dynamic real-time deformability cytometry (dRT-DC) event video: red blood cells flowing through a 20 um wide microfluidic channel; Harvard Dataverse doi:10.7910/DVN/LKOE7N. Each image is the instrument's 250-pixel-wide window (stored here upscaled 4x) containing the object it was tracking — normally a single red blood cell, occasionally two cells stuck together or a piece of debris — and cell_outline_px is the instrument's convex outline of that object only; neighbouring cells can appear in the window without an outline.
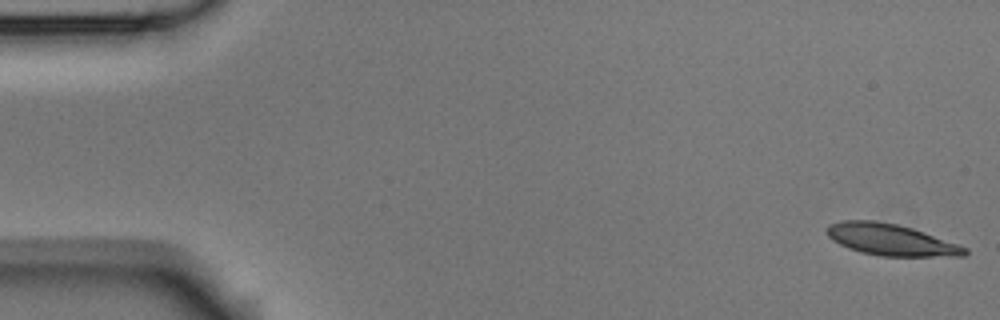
{"species": "Egyptian fruit bat (a non-hibernating species)", "species_latin": "Rousettus aegyptiacus", "temperature_condition": "room temperature", "stored_images_in_passage": 53, "camera_frame_rate_fps": 3000, "um_per_image_px": 0.085, "animal": {"sex": "male"}, "frame": {"image": 1, "passage_image": 1, "time_ms": 0.0, "image_size_px": [1000, 320], "cell_outline_px": [[968, 252], [964, 256], [880, 256], [860, 252], [848, 248], [832, 240], [828, 236], [828, 224], [844, 220], [872, 220], [896, 224], [912, 228], [924, 232], [968, 248]], "centroid_in_image_um": [75.71, 20.38], "position_along_channel_um": 9.3, "area_um2": 25.14}}
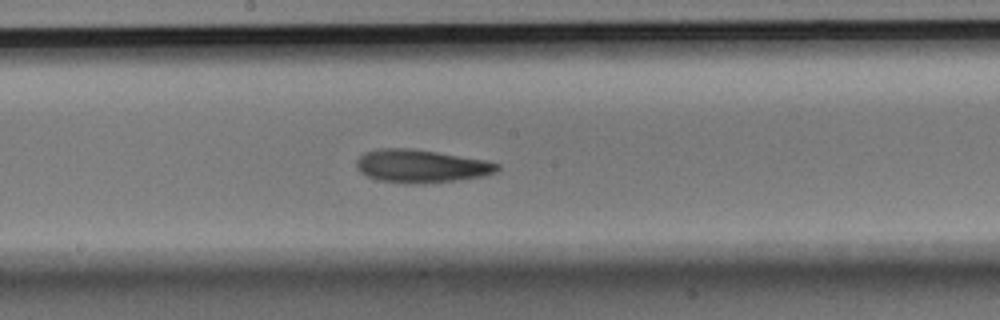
{"frame": {"image": 2, "passage_image": 28, "time_ms": 9.0, "image_size_px": [1000, 320], "cell_outline_px": [[500, 168], [496, 172], [484, 176], [456, 180], [380, 180], [368, 176], [360, 172], [356, 168], [356, 160], [364, 152], [376, 148], [408, 148], [436, 152], [484, 160], [500, 164]], "centroid_in_image_um": [35.79, 14.05], "position_along_channel_um": 212.4, "area_um2": 25.84}}
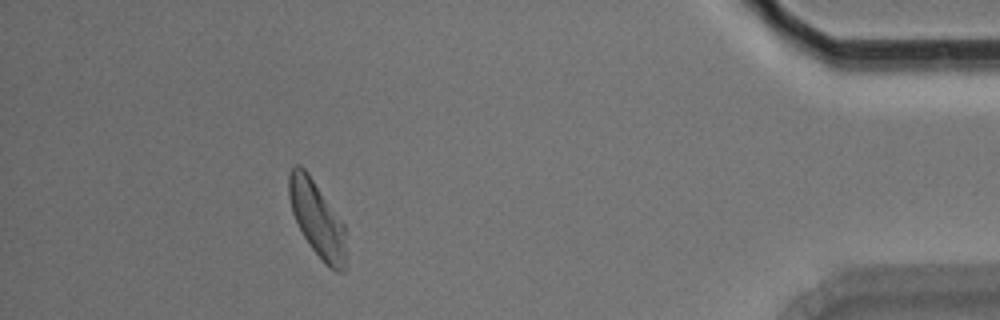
{"frame": {"image": 3, "passage_image": 48, "time_ms": 15.667, "image_size_px": [1000, 320], "cell_outline_px": [[344, 272], [336, 272], [328, 268], [312, 248], [304, 236], [292, 212], [288, 196], [288, 176], [292, 168], [296, 164], [300, 164], [308, 172], [344, 224]], "centroid_in_image_um": [26.92, 18.58], "position_along_channel_um": 408.3, "area_um2": 24.74}, "authors_computed_cell_mechanics": {"area_um2": 25.8366, "velocity_mm_per_s": 3.7352, "shape_relaxation_time_tau1_ms": 3.9469, "shape_relaxation_time_tau2_ms": 7.8735, "deformation_change_tau1": 0.1459, "deformation_change_tau2": 0.1765}}